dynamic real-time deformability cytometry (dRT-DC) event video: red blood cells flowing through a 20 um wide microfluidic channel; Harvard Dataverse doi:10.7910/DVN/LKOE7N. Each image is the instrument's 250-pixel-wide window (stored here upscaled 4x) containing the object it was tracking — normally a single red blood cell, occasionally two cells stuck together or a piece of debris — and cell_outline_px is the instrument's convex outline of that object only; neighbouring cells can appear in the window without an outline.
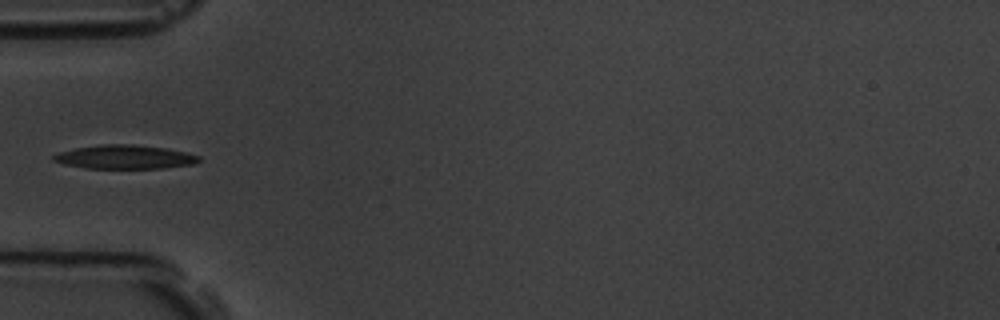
{"species": "common noctule bat (a hibernating species)", "species_latin": "Nyctalus noctula", "temperature_condition": "room temperature", "stored_images_in_passage": 4, "camera_frame_rate_fps": 3000, "um_per_image_px": 0.085, "animal": {"sex": "male", "body_mass_g": 19.5, "forearm_length_mm": 54.6}, "frame": {"image": 1, "passage_image": 4, "time_ms": 4.0, "image_size_px": [1000, 320], "cell_outline_px": [[200, 160], [192, 164], [164, 168], [84, 168], [64, 164], [52, 160], [52, 156], [60, 152], [76, 148], [100, 144], [132, 144], [164, 148], [188, 152], [200, 156]], "centroid_in_image_um": [10.6, 13.34], "position_along_channel_um": 74.4, "area_um2": 20.11}}